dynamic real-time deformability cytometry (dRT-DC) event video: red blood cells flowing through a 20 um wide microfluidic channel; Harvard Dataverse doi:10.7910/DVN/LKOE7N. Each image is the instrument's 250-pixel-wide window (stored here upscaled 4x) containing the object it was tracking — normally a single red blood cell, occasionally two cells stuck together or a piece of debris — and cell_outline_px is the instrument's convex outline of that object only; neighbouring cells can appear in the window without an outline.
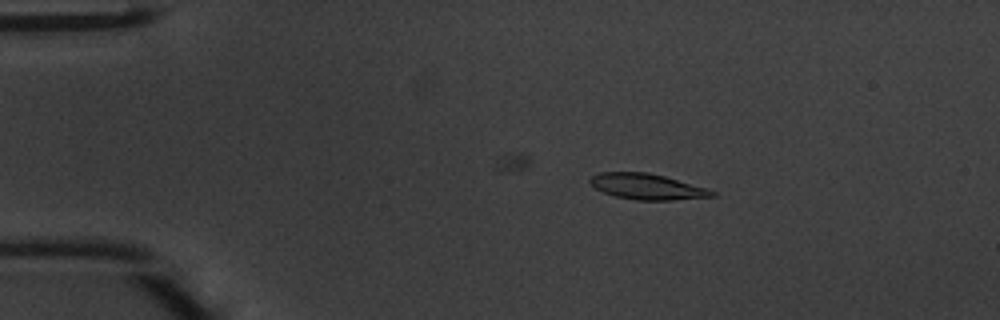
{"species": "common noctule bat (a hibernating species)", "species_latin": "Nyctalus noctula", "temperature_condition": "warm", "stored_images_in_passage": 18, "camera_frame_rate_fps": 3000, "um_per_image_px": 0.085, "animal": {"sex": "male", "body_mass_g": 20.1, "forearm_length_mm": 53.5}, "frame": {"image": 1, "passage_image": 8, "time_ms": 2.333, "image_size_px": [1000, 320], "cell_outline_px": [[720, 196], [672, 200], [636, 200], [616, 196], [604, 192], [588, 184], [588, 180], [592, 176], [600, 172], [648, 172], [664, 176], [708, 188], [716, 192]], "centroid_in_image_um": [55.03, 15.86], "position_along_channel_um": 30.0, "area_um2": 18.44}}
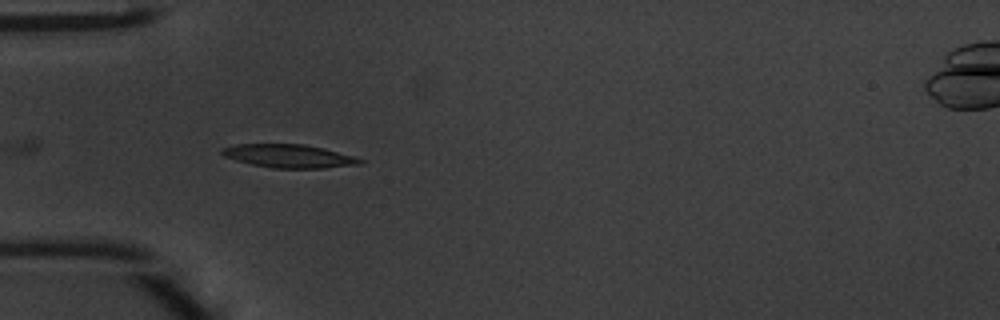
{"frame": {"image": 2, "passage_image": 14, "time_ms": 4.333, "image_size_px": [1000, 320], "cell_outline_px": [[364, 160], [360, 164], [324, 168], [272, 168], [252, 164], [236, 160], [224, 156], [220, 152], [220, 148], [236, 144], [304, 144], [324, 148], [352, 156]], "centroid_in_image_um": [24.52, 13.26], "position_along_channel_um": 60.5, "area_um2": 18.67}}
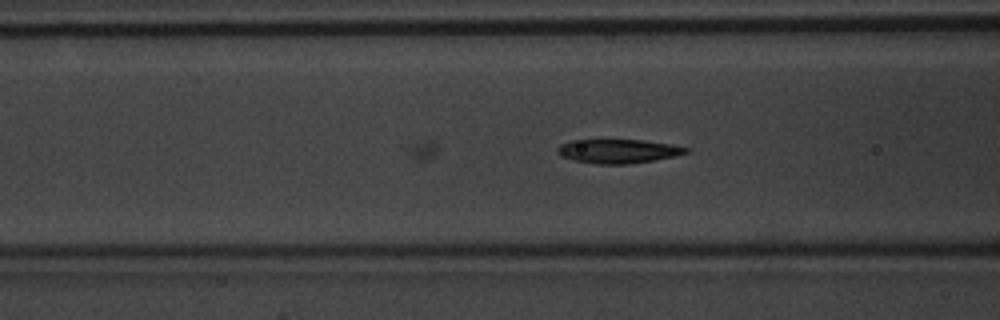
{"frame": {"image": 3, "passage_image": 18, "time_ms": 5.667, "image_size_px": [1000, 320], "cell_outline_px": [[692, 152], [676, 156], [656, 160], [628, 164], [596, 164], [572, 160], [560, 156], [556, 152], [556, 148], [560, 144], [572, 140], [644, 140], [672, 144], [688, 148]], "centroid_in_image_um": [52.56, 12.85], "position_along_channel_um": 114.0, "area_um2": 18.26}}